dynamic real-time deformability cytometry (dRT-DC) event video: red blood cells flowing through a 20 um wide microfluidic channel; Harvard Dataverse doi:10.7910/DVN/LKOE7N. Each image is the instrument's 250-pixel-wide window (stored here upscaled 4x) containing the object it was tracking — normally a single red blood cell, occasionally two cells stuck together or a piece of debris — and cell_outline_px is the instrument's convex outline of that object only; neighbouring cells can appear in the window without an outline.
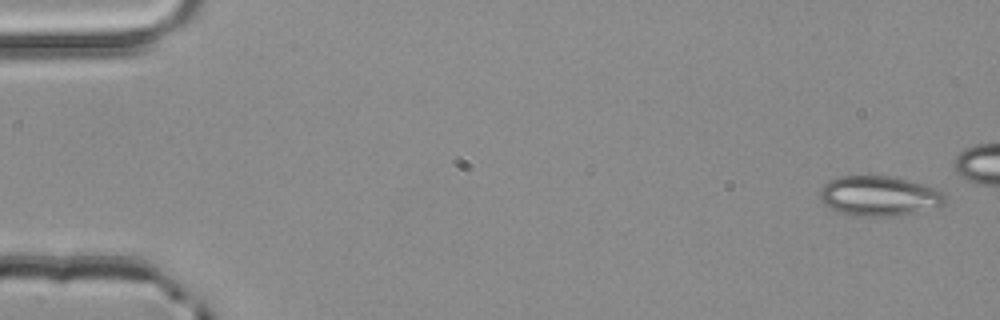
{"species": "common noctule bat (a hibernating species)", "species_latin": "Nyctalus noctula", "temperature_condition": "room temperature", "stored_images_in_passage": 4, "camera_frame_rate_fps": 3000, "um_per_image_px": 0.085, "animal": {"sex": "male", "body_mass_g": 20.4}, "frame": {"image": 1, "passage_image": 1, "time_ms": 0.0, "image_size_px": [1000, 320], "cell_outline_px": [[944, 204], [940, 208], [884, 216], [852, 216], [840, 212], [824, 204], [820, 200], [820, 188], [828, 180], [840, 176], [888, 176], [908, 180], [924, 184], [936, 188], [944, 192]], "centroid_in_image_um": [74.72, 16.65], "position_along_channel_um": 10.3, "area_um2": 29.13}}